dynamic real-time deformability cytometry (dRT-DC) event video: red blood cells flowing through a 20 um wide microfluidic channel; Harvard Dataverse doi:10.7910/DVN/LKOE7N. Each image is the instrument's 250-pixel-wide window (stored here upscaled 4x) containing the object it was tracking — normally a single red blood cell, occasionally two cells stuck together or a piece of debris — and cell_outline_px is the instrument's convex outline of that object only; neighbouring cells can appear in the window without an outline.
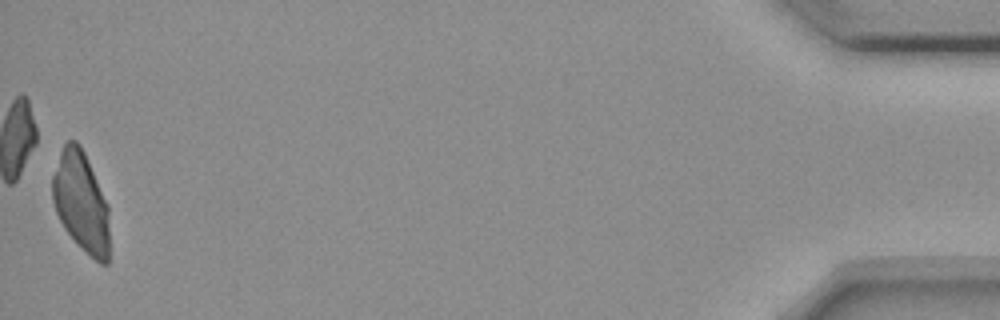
{"species": "common noctule bat (a hibernating species)", "species_latin": "Nyctalus noctula", "temperature_condition": "room temperature", "stored_images_in_passage": 52, "camera_frame_rate_fps": 3000, "um_per_image_px": 0.085, "animal": {"sex": "female", "body_mass_g": 18.4}, "frame": {"image": 1, "passage_image": 52, "time_ms": 17.0, "image_size_px": [1000, 320], "cell_outline_px": [[108, 264], [100, 264], [64, 228], [56, 212], [52, 200], [52, 176], [60, 152], [64, 144], [68, 140], [76, 140], [80, 144], [84, 152], [108, 204]], "centroid_in_image_um": [6.88, 17.11], "position_along_channel_um": 428.3, "area_um2": 32.71}}